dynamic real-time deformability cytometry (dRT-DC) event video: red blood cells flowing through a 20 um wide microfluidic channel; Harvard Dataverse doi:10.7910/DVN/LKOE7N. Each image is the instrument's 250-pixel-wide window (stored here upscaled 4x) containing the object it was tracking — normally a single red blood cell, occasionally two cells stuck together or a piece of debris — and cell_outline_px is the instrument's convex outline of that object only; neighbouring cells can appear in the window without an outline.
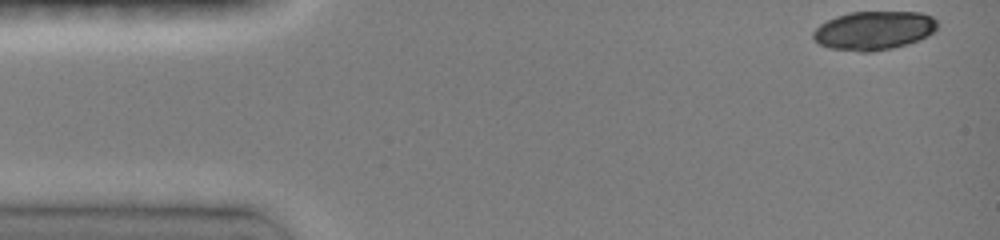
{"species": "common noctule bat (a hibernating species)", "species_latin": "Nyctalus noctula", "temperature_condition": "room temperature", "stored_images_in_passage": 42, "camera_frame_rate_fps": 3000, "um_per_image_px": 0.085, "animal": {"sex": "female", "body_mass_g": 19.0, "forearm_length_mm": 51.5}, "frame": {"image": 1, "passage_image": 1, "time_ms": 0.0, "image_size_px": [1000, 240], "cell_outline_px": [[936, 28], [928, 36], [908, 44], [892, 48], [872, 52], [860, 52], [828, 48], [820, 44], [812, 36], [812, 32], [820, 24], [836, 16], [848, 12], [920, 12], [932, 16], [936, 20]], "centroid_in_image_um": [74.26, 2.59], "position_along_channel_um": 10.7, "area_um2": 28.09}}